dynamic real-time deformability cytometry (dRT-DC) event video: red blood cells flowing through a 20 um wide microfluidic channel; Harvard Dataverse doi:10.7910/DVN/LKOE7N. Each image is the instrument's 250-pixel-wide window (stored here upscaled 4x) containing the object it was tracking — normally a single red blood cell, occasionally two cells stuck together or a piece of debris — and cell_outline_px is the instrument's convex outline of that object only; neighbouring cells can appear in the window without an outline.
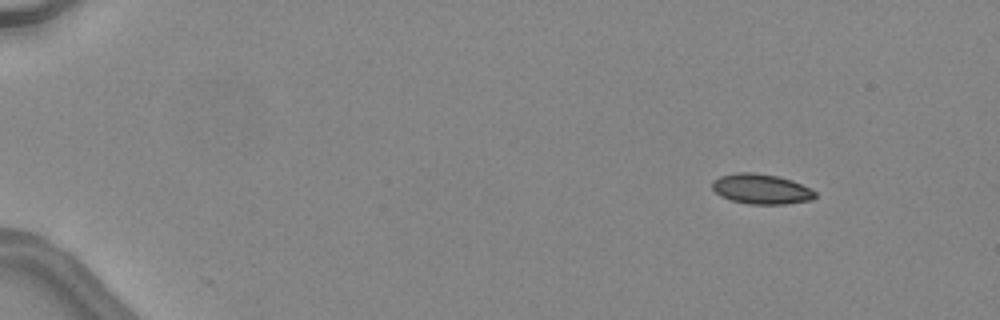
{"species": "common noctule bat (a hibernating species)", "species_latin": "Nyctalus noctula", "temperature_condition": "warm", "stored_images_in_passage": 5, "camera_frame_rate_fps": 3000, "um_per_image_px": 0.085, "animal": {"sex": "female", "body_mass_g": 24.6, "forearm_length_mm": 56.2}, "frame": {"image": 1, "passage_image": 1, "time_ms": 0.0, "image_size_px": [1000, 320], "cell_outline_px": [[816, 196], [812, 200], [784, 204], [748, 204], [732, 200], [720, 196], [712, 188], [712, 180], [720, 176], [736, 172], [756, 172], [776, 176], [792, 180], [816, 192]], "centroid_in_image_um": [64.68, 16.06], "position_along_channel_um": 20.3, "area_um2": 18.03}}